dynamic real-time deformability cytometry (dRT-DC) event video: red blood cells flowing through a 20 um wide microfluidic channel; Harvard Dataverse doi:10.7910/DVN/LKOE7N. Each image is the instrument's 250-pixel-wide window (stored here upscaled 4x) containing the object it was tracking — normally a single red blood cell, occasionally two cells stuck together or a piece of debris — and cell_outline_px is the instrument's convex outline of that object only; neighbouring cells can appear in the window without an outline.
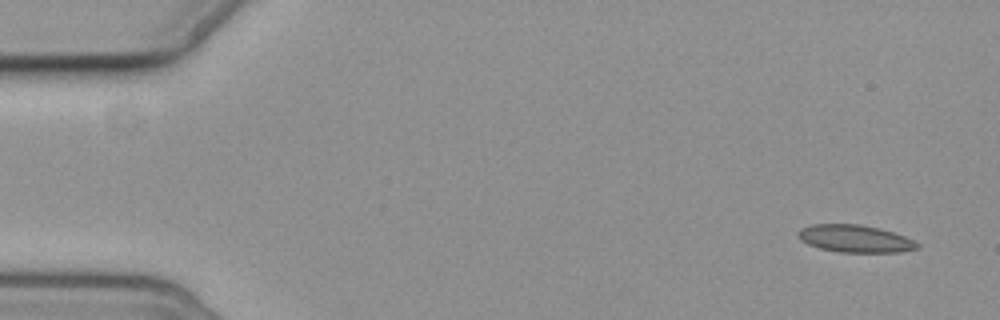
{"species": "common noctule bat (a hibernating species)", "species_latin": "Nyctalus noctula", "temperature_condition": "cold", "stored_images_in_passage": 6, "camera_frame_rate_fps": 3000, "um_per_image_px": 0.085, "animal": {"sex": "female", "body_mass_g": 19.3, "forearm_length_mm": 54.1}, "frame": {"image": 1, "passage_image": 1, "time_ms": 0.0, "image_size_px": [1000, 320], "cell_outline_px": [[920, 248], [900, 252], [840, 252], [820, 248], [808, 244], [800, 240], [796, 232], [800, 228], [812, 224], [860, 224], [880, 228], [904, 236], [920, 244]], "centroid_in_image_um": [72.66, 20.28], "position_along_channel_um": 12.3, "area_um2": 19.07}}